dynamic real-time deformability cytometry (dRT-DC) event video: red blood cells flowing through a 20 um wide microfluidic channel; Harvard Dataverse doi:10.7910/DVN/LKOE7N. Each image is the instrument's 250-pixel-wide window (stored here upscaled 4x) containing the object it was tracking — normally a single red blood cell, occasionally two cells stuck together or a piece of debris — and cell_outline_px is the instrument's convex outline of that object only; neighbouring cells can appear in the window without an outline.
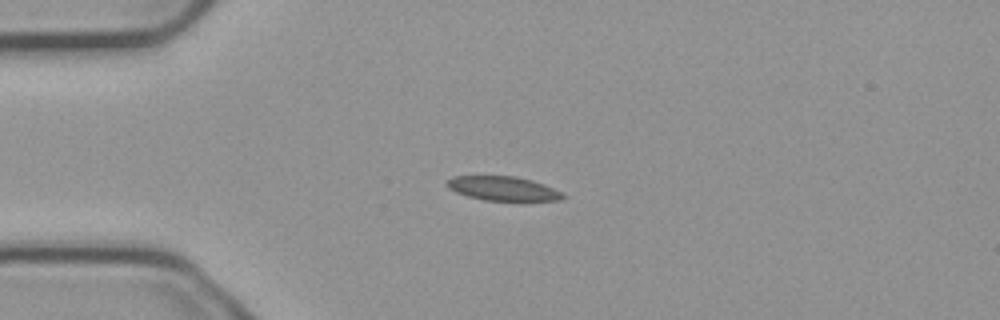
{"species": "common noctule bat (a hibernating species)", "species_latin": "Nyctalus noctula", "temperature_condition": "cold", "stored_images_in_passage": 3, "camera_frame_rate_fps": 3000, "um_per_image_px": 0.085, "animal": {"sex": "male", "body_mass_g": 23.1, "forearm_length_mm": 52.7}, "frame": {"image": 1, "passage_image": 3, "time_ms": 0.667, "image_size_px": [1000, 320], "cell_outline_px": [[568, 196], [560, 200], [484, 200], [468, 196], [456, 192], [448, 188], [444, 184], [444, 180], [452, 176], [516, 176], [532, 180], [544, 184]], "centroid_in_image_um": [42.69, 16.01], "position_along_channel_um": 42.3, "area_um2": 16.36}}